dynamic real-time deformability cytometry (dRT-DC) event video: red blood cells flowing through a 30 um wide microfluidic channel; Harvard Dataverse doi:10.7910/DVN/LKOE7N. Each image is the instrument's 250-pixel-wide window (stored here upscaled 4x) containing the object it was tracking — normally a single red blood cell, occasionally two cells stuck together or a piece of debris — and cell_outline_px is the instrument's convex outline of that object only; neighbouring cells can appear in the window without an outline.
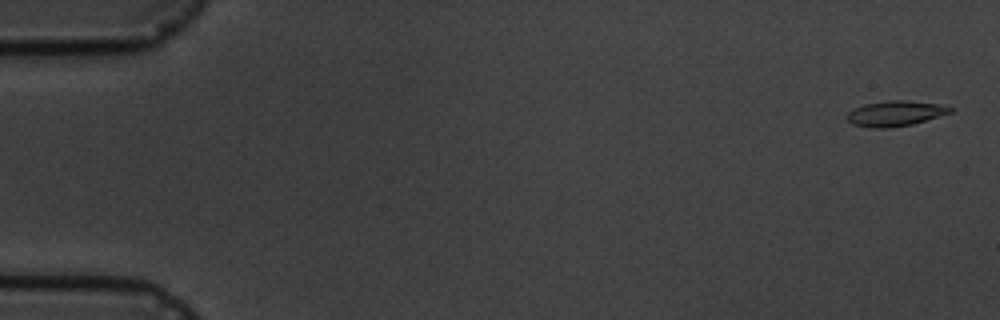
{"species": "common noctule bat (a hibernating species)", "species_latin": "Nyctalus noctula", "temperature_condition": "cold", "stored_images_in_passage": 4, "camera_frame_rate_fps": 3000, "um_per_image_px": 0.085, "animal": {"sex": "male", "body_mass_g": 19.5, "forearm_length_mm": 54.6}, "frame": {"image": 1, "passage_image": 1, "time_ms": 0.0, "image_size_px": [1000, 320], "cell_outline_px": [[952, 112], [912, 124], [892, 128], [872, 128], [852, 124], [844, 116], [848, 112], [864, 104], [888, 100], [904, 100], [936, 104], [952, 108]], "centroid_in_image_um": [76.04, 9.65], "position_along_channel_um": 9.0, "area_um2": 15.09}}